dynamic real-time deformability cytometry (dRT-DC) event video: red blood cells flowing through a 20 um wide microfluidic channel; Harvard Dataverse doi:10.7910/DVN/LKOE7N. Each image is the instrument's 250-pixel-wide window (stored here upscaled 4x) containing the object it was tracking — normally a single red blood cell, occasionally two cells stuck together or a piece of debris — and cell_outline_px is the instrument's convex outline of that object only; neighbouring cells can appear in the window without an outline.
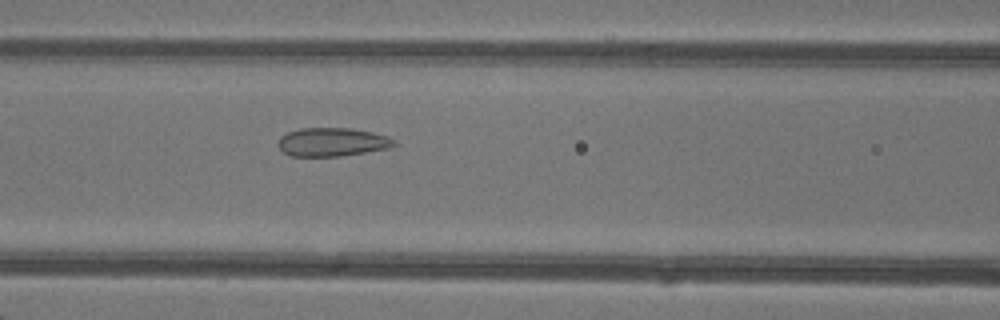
{"species": "common noctule bat (a hibernating species)", "species_latin": "Nyctalus noctula", "temperature_condition": "warm", "stored_images_in_passage": 33, "camera_frame_rate_fps": 3000, "um_per_image_px": 0.085, "animal": {"sex": "female"}, "frame": {"image": 1, "passage_image": 6, "time_ms": 1.667, "image_size_px": [1000, 320], "cell_outline_px": [[396, 144], [388, 148], [340, 156], [292, 156], [284, 152], [276, 144], [280, 136], [288, 132], [300, 128], [352, 128], [372, 132], [396, 140]], "centroid_in_image_um": [28.2, 12.07], "position_along_channel_um": 138.4, "area_um2": 19.19}}
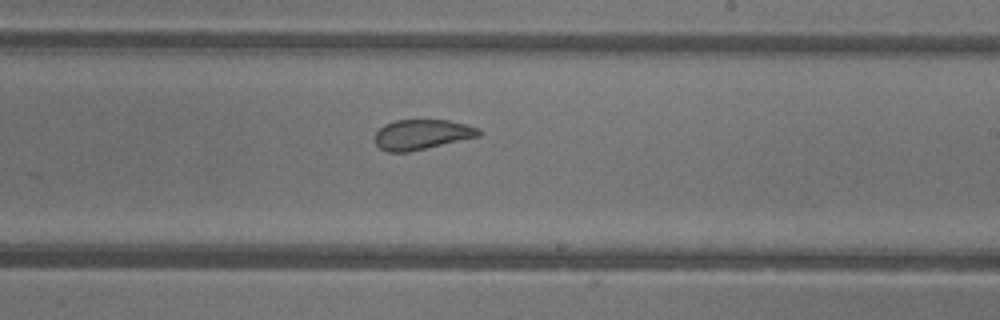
{"frame": {"image": 2, "passage_image": 14, "time_ms": 4.333, "image_size_px": [1000, 320], "cell_outline_px": [[484, 132], [480, 136], [408, 152], [388, 152], [380, 148], [376, 144], [376, 132], [384, 124], [396, 120], [448, 120], [468, 124], [480, 128]], "centroid_in_image_um": [35.91, 11.42], "position_along_channel_um": 253.1, "area_um2": 18.26}}
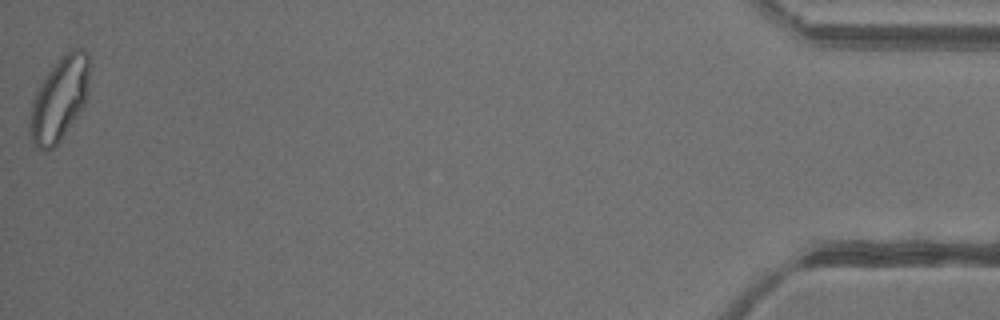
{"frame": {"image": 3, "passage_image": 33, "time_ms": 10.667, "image_size_px": [1000, 320], "cell_outline_px": [[88, 92], [84, 104], [60, 140], [52, 148], [44, 152], [36, 148], [28, 132], [28, 124], [32, 100], [36, 92], [48, 72], [60, 56], [72, 48], [84, 48], [88, 56]], "centroid_in_image_um": [5.02, 8.42], "position_along_channel_um": 430.2, "area_um2": 28.9}, "authors_computed_cell_mechanics": {"area_um2": 20.1722, "velocity_mm_per_s": 4.3161, "shape_relaxation_time_tau1_ms": null, "shape_relaxation_time_tau2_ms": 0.9481, "deformation_change_tau1": null, "deformation_change_tau2": 0.0795}}